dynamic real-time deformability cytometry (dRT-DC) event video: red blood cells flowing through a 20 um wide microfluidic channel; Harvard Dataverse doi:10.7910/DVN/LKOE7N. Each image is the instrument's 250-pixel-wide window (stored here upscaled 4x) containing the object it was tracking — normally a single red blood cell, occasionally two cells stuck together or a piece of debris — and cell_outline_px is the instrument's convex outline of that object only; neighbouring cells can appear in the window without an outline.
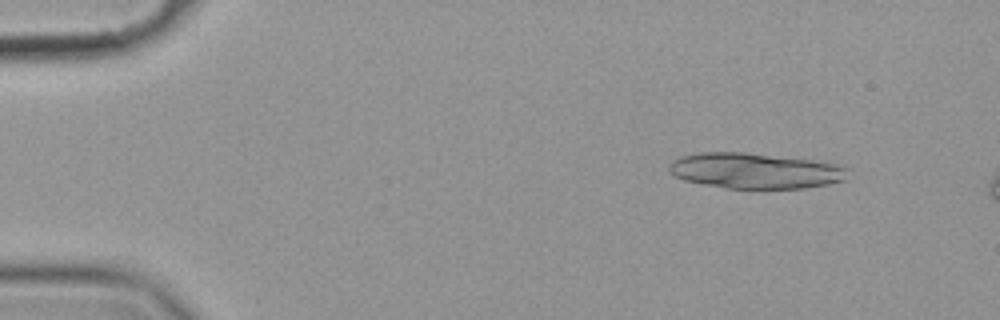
{"species": "common noctule bat (a hibernating species)", "species_latin": "Nyctalus noctula", "temperature_condition": "cold", "stored_images_in_passage": 12, "camera_frame_rate_fps": 3000, "um_per_image_px": 0.085, "animal": {"sex": "female", "body_mass_g": 19.9}, "frame": {"image": 1, "passage_image": 6, "time_ms": 1.667, "image_size_px": [1000, 320], "cell_outline_px": [[844, 180], [828, 184], [804, 188], [728, 188], [704, 184], [684, 180], [668, 172], [668, 164], [672, 160], [680, 156], [700, 152], [744, 152], [812, 160], [840, 164], [844, 168]], "centroid_in_image_um": [64.11, 14.5], "position_along_channel_um": 20.9, "area_um2": 36.82}}